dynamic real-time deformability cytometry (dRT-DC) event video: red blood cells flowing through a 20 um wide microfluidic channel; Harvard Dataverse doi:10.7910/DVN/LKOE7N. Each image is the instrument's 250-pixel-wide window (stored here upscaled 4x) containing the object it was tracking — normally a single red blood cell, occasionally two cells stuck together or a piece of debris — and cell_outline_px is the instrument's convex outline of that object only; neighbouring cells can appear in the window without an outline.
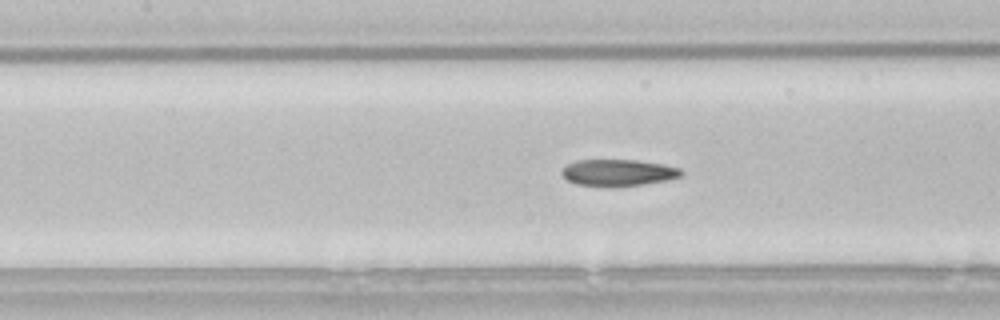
{"species": "common noctule bat (a hibernating species)", "species_latin": "Nyctalus noctula", "temperature_condition": "room temperature", "stored_images_in_passage": 40, "camera_frame_rate_fps": 3000, "um_per_image_px": 0.085, "animal": {"sex": "male", "body_mass_g": 21.5, "forearm_length_mm": 52.0}, "frame": {"image": 1, "passage_image": 9, "time_ms": 2.667, "image_size_px": [1000, 320], "cell_outline_px": [[684, 172], [680, 176], [664, 180], [644, 184], [612, 188], [608, 188], [576, 184], [568, 180], [560, 172], [568, 164], [576, 160], [636, 160], [664, 164], [680, 168]], "centroid_in_image_um": [52.53, 14.69], "position_along_channel_um": 154.9, "area_um2": 18.73}}
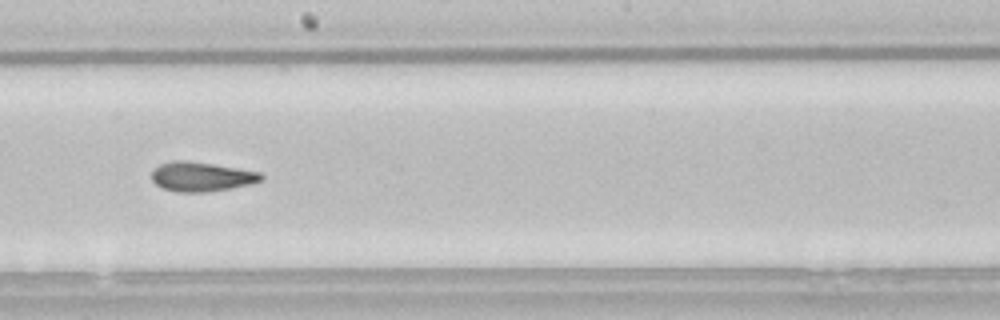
{"frame": {"image": 2, "passage_image": 15, "time_ms": 4.667, "image_size_px": [1000, 320], "cell_outline_px": [[264, 180], [252, 184], [232, 188], [208, 192], [176, 192], [164, 188], [156, 184], [152, 180], [152, 168], [160, 164], [172, 160], [184, 160], [212, 164], [260, 172], [264, 176]], "centroid_in_image_um": [17.13, 15.02], "position_along_channel_um": 231.1, "area_um2": 18.9}}
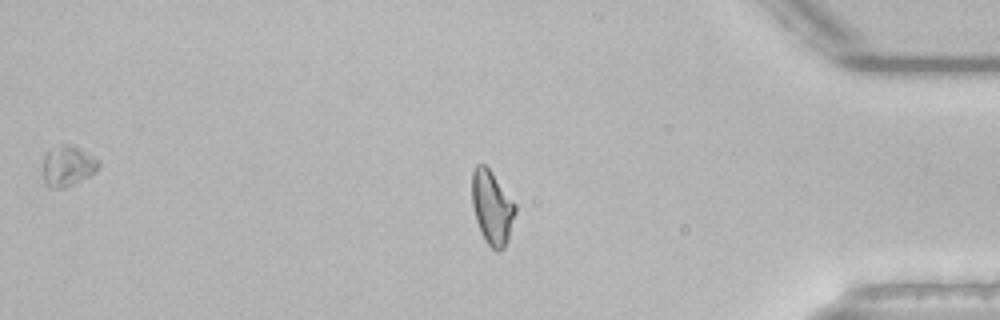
{"frame": {"image": 3, "passage_image": 30, "time_ms": 9.667, "image_size_px": [1000, 320], "cell_outline_px": [[516, 212], [508, 240], [504, 248], [500, 252], [496, 252], [484, 240], [480, 232], [476, 220], [472, 204], [472, 172], [476, 164], [484, 164], [492, 172], [516, 204]], "centroid_in_image_um": [41.82, 17.66], "position_along_channel_um": 393.4, "area_um2": 18.79}, "authors_computed_cell_mechanics": {"area_um2": 18.6983, "velocity_mm_per_s": 3.8152, "shape_relaxation_time_tau1_ms": 6.3821, "shape_relaxation_time_tau2_ms": 4.127, "deformation_change_tau1": 0.1821, "deformation_change_tau2": 0.1075}}